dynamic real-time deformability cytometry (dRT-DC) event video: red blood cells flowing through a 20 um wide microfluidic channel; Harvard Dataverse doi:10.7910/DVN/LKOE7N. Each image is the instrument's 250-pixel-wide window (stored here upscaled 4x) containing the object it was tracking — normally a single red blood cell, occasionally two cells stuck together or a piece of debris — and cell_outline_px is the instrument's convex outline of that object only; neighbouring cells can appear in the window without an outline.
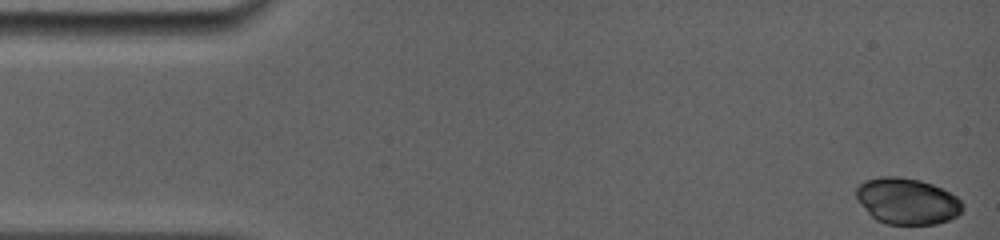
{"species": "common noctule bat (a hibernating species)", "species_latin": "Nyctalus noctula", "temperature_condition": "room temperature", "stored_images_in_passage": 33, "camera_frame_rate_fps": 5000, "um_per_image_px": 0.085, "animal": {"sex": "female", "body_mass_g": 19.0, "forearm_length_mm": 56.7}, "frame": {"image": 1, "passage_image": 1, "time_ms": 0.0, "image_size_px": [1000, 240], "cell_outline_px": [[964, 208], [956, 216], [948, 220], [936, 224], [888, 224], [876, 220], [856, 200], [856, 188], [864, 180], [880, 176], [900, 176], [920, 180], [932, 184], [956, 196], [964, 204]], "centroid_in_image_um": [77.08, 17.09], "position_along_channel_um": 7.9, "area_um2": 28.73}}
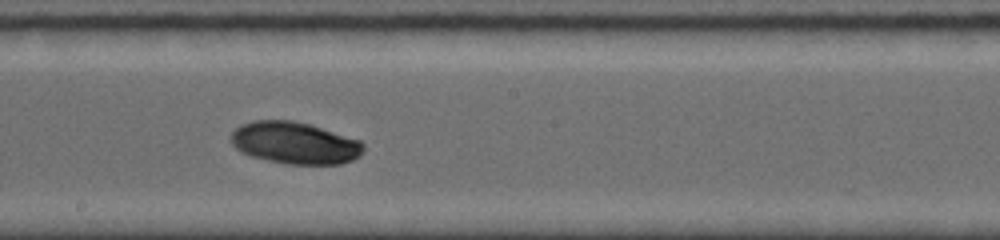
{"frame": {"image": 2, "passage_image": 19, "time_ms": 8.6, "image_size_px": [1000, 240], "cell_outline_px": [[364, 152], [360, 156], [352, 160], [340, 164], [288, 164], [268, 160], [252, 156], [236, 148], [232, 144], [232, 132], [240, 124], [252, 120], [292, 120], [308, 124], [360, 140], [364, 144]], "centroid_in_image_um": [25.08, 12.15], "position_along_channel_um": 223.1, "area_um2": 32.25}}
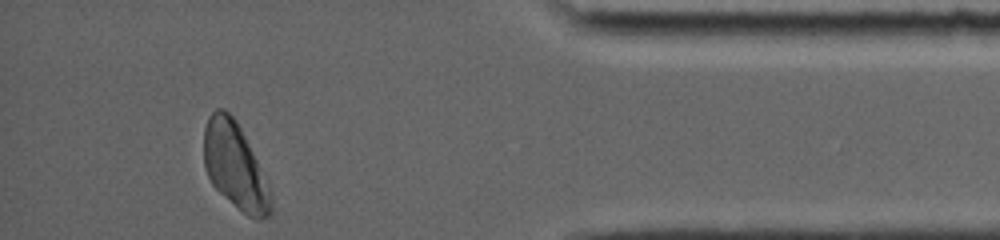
{"frame": {"image": 3, "passage_image": 33, "time_ms": 14.2, "image_size_px": [1000, 240], "cell_outline_px": [[272, 212], [268, 216], [260, 220], [248, 216], [220, 192], [212, 184], [208, 176], [204, 164], [204, 128], [208, 116], [216, 108], [224, 108], [236, 120], [272, 192]], "centroid_in_image_um": [19.97, 14.11], "position_along_channel_um": 415.2, "area_um2": 33.23}}